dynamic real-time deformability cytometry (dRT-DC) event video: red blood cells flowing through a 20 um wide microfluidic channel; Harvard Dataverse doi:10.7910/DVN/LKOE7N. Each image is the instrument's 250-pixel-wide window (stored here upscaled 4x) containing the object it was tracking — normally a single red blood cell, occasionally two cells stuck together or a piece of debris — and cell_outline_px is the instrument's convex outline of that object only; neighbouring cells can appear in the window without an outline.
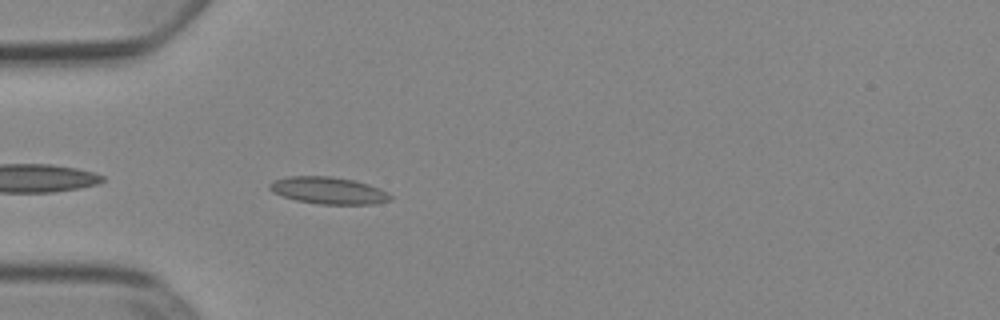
{"species": "Egyptian fruit bat (a non-hibernating species)", "species_latin": "Rousettus aegyptiacus", "temperature_condition": "cold", "stored_images_in_passage": 39, "camera_frame_rate_fps": 3000, "um_per_image_px": 0.085, "animal": {"sex": "female"}, "frame": {"image": 1, "passage_image": 3, "time_ms": 0.667, "image_size_px": [1000, 320], "cell_outline_px": [[392, 200], [372, 204], [320, 204], [296, 200], [272, 192], [268, 188], [268, 184], [272, 180], [288, 176], [332, 176], [356, 180], [380, 188], [388, 192], [392, 196]], "centroid_in_image_um": [27.92, 16.18], "position_along_channel_um": 57.1, "area_um2": 19.19}}
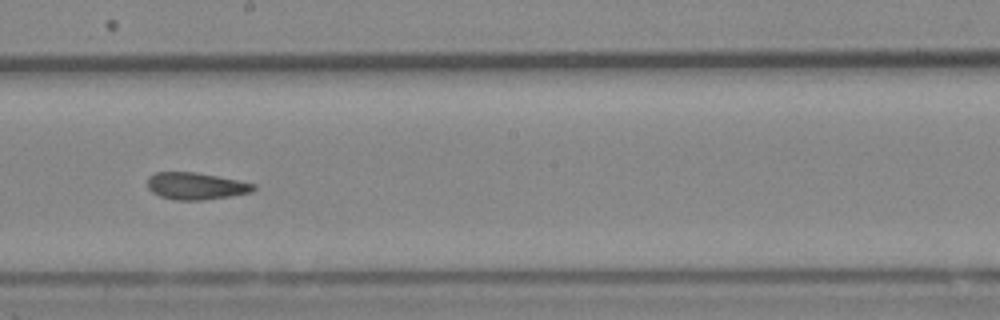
{"frame": {"image": 2, "passage_image": 17, "time_ms": 5.333, "image_size_px": [1000, 320], "cell_outline_px": [[256, 188], [252, 192], [228, 196], [200, 200], [176, 200], [160, 196], [152, 192], [148, 188], [148, 176], [156, 172], [196, 172], [256, 184]], "centroid_in_image_um": [16.63, 15.81], "position_along_channel_um": 231.6, "area_um2": 16.53}}
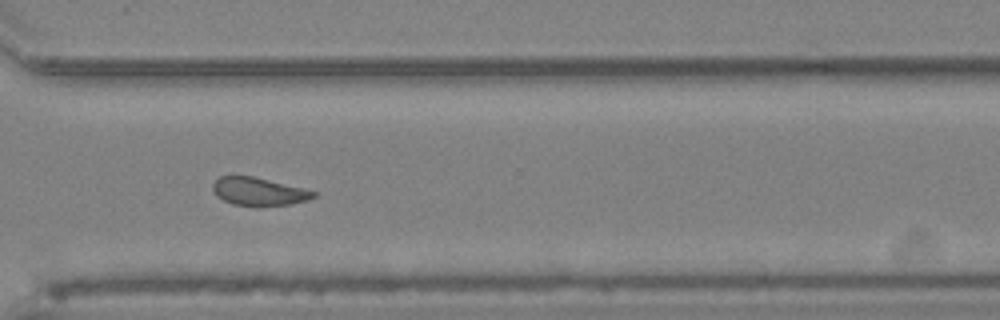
{"frame": {"image": 3, "passage_image": 26, "time_ms": 8.333, "image_size_px": [1000, 320], "cell_outline_px": [[316, 196], [308, 200], [288, 204], [256, 208], [232, 204], [216, 196], [212, 188], [212, 184], [220, 176], [252, 176], [304, 188], [316, 192]], "centroid_in_image_um": [21.98, 16.31], "position_along_channel_um": 348.6, "area_um2": 16.7}, "authors_computed_cell_mechanics": {"area_um2": 17.1666, "velocity_mm_per_s": 3.8968, "shape_relaxation_time_tau1_ms": null, "shape_relaxation_time_tau2_ms": 1.7659, "deformation_change_tau1": null, "deformation_change_tau2": 0.0769}}